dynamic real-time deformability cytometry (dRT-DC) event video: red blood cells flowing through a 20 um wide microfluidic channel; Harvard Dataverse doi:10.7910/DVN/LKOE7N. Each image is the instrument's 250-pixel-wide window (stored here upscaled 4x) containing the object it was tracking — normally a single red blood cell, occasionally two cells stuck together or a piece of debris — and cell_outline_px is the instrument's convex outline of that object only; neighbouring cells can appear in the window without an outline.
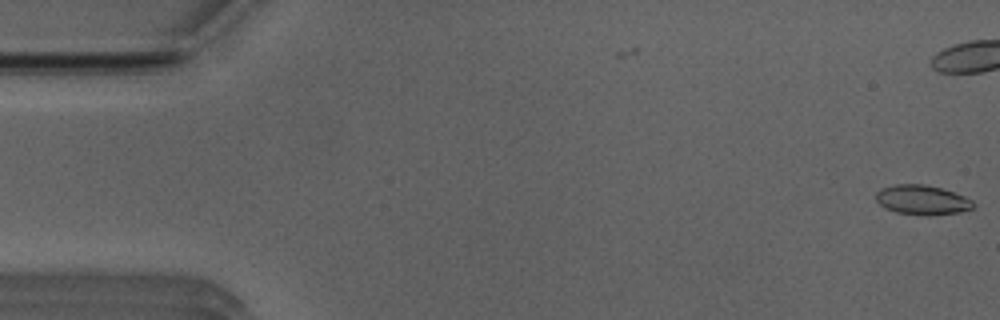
{"species": "Egyptian fruit bat (a non-hibernating species)", "species_latin": "Rousettus aegyptiacus", "temperature_condition": "room temperature", "stored_images_in_passage": 4, "camera_frame_rate_fps": 3000, "um_per_image_px": 0.085, "animal": {"sex": "male"}, "frame": {"image": 1, "passage_image": 4, "time_ms": 1.0, "image_size_px": [1000, 320], "cell_outline_px": [[976, 204], [972, 208], [960, 212], [928, 216], [896, 212], [884, 208], [876, 200], [876, 192], [880, 188], [896, 184], [924, 184], [940, 188], [964, 196], [972, 200]], "centroid_in_image_um": [78.37, 17.0], "position_along_channel_um": 6.6, "area_um2": 16.82}}